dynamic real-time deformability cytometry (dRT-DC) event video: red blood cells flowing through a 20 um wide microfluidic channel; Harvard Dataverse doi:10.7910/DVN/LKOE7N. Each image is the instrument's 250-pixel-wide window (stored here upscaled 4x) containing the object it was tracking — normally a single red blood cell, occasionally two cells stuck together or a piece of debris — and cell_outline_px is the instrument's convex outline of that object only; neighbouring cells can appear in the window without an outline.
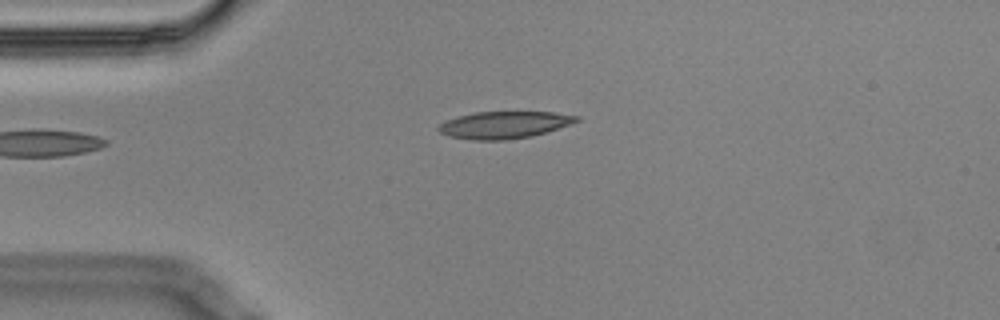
{"species": "Egyptian fruit bat (a non-hibernating species)", "species_latin": "Rousettus aegyptiacus", "temperature_condition": "cold", "stored_images_in_passage": 4, "camera_frame_rate_fps": 3000, "um_per_image_px": 0.085, "animal": {"sex": "male"}, "frame": {"image": 1, "passage_image": 4, "time_ms": 1.0, "image_size_px": [1000, 320], "cell_outline_px": [[580, 120], [572, 124], [532, 136], [504, 140], [472, 140], [448, 136], [440, 132], [436, 128], [444, 120], [476, 112], [552, 112], [580, 116]], "centroid_in_image_um": [42.85, 10.62], "position_along_channel_um": 42.1, "area_um2": 21.79}}